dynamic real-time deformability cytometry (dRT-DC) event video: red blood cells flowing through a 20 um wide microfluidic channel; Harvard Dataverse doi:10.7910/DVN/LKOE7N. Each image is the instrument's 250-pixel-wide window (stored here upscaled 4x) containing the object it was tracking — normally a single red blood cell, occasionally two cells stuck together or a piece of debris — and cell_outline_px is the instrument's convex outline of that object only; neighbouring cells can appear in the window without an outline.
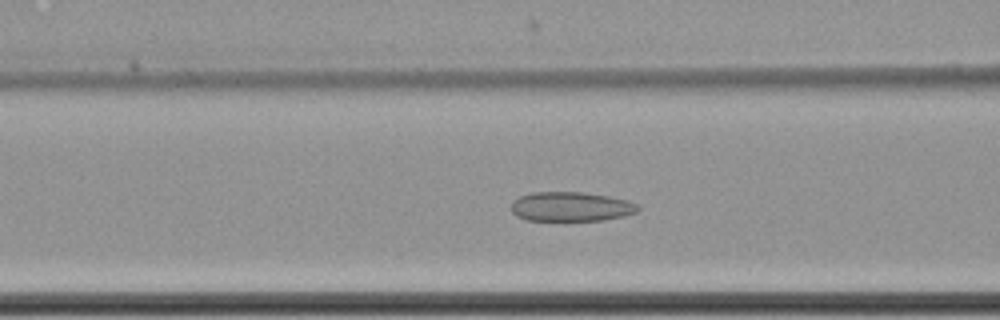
{"species": "common noctule bat (a hibernating species)", "species_latin": "Nyctalus noctula", "temperature_condition": "cold", "stored_images_in_passage": 55, "camera_frame_rate_fps": 3000, "um_per_image_px": 0.085, "animal": {"sex": "female", "body_mass_g": 22.7, "forearm_length_mm": 54.2}, "frame": {"image": 1, "passage_image": 20, "time_ms": 6.333, "image_size_px": [1000, 320], "cell_outline_px": [[640, 208], [636, 212], [624, 216], [604, 220], [528, 220], [516, 216], [512, 212], [512, 200], [520, 196], [532, 192], [584, 192], [608, 196], [624, 200], [636, 204]], "centroid_in_image_um": [48.5, 17.56], "position_along_channel_um": 118.1, "area_um2": 21.62}}
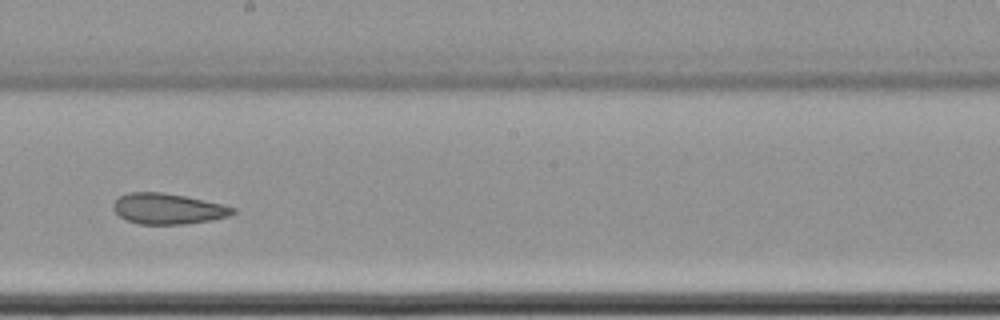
{"frame": {"image": 2, "passage_image": 30, "time_ms": 9.667, "image_size_px": [1000, 320], "cell_outline_px": [[236, 212], [228, 216], [212, 220], [184, 224], [136, 224], [120, 216], [112, 208], [112, 204], [120, 196], [128, 192], [164, 192], [184, 196], [220, 204], [236, 208]], "centroid_in_image_um": [14.25, 17.74], "position_along_channel_um": 234.0, "area_um2": 21.27}}
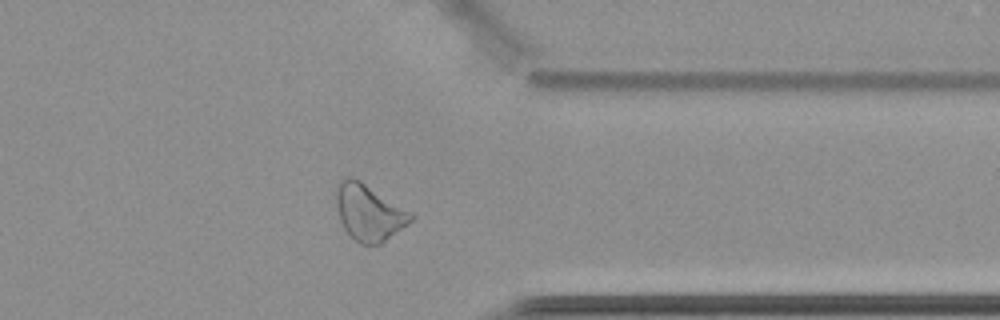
{"frame": {"image": 3, "passage_image": 43, "time_ms": 14.0, "image_size_px": [1000, 320], "cell_outline_px": [[416, 216], [408, 224], [380, 244], [360, 244], [344, 228], [340, 220], [336, 200], [336, 184], [344, 176], [352, 176], [360, 180]], "centroid_in_image_um": [31.33, 18.03], "position_along_channel_um": 380.1, "area_um2": 24.16}, "authors_computed_cell_mechanics": {"area_um2": 23.7558, "velocity_mm_per_s": 3.481, "shape_relaxation_time_tau1_ms": 5.3868, "shape_relaxation_time_tau2_ms": 3.0784, "deformation_change_tau1": 0.0686, "deformation_change_tau2": 0.0888}}